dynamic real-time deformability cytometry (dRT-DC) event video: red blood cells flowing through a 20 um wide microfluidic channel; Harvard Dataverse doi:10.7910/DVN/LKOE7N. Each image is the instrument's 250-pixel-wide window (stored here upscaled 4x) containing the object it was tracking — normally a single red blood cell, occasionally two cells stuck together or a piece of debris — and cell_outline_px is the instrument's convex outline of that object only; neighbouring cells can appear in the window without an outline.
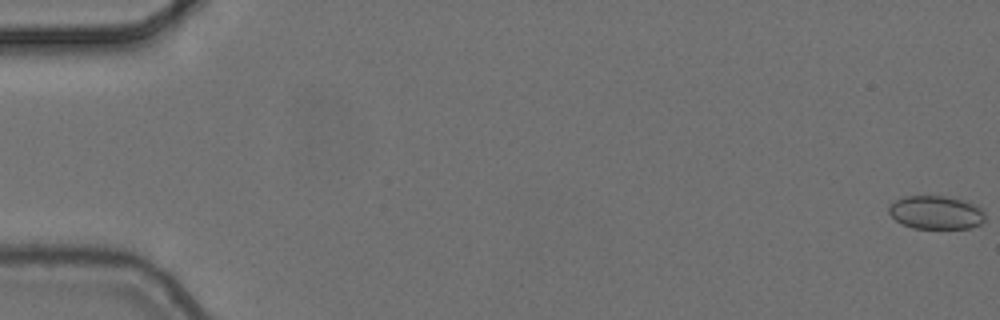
{"species": "common noctule bat (a hibernating species)", "species_latin": "Nyctalus noctula", "temperature_condition": "cold", "stored_images_in_passage": 5, "camera_frame_rate_fps": 3000, "um_per_image_px": 0.085, "animal": {"sex": "female", "body_mass_g": 24.6, "forearm_length_mm": 56.2}, "frame": {"image": 1, "passage_image": 1, "time_ms": 0.0, "image_size_px": [1000, 320], "cell_outline_px": [[984, 220], [980, 224], [968, 228], [912, 228], [896, 220], [888, 212], [888, 208], [896, 200], [904, 196], [944, 196], [964, 200], [984, 208]], "centroid_in_image_um": [79.58, 18.05], "position_along_channel_um": 5.4, "area_um2": 18.67}}
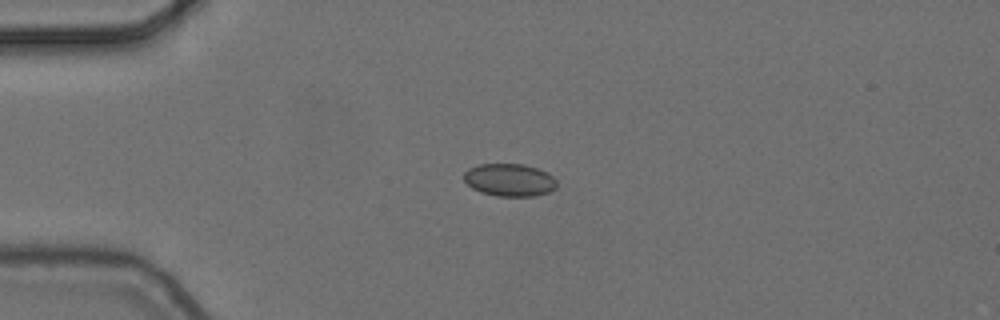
{"frame": {"image": 2, "passage_image": 4, "time_ms": 1.0, "image_size_px": [1000, 320], "cell_outline_px": [[556, 188], [548, 192], [532, 196], [496, 196], [480, 192], [472, 188], [464, 180], [464, 172], [468, 168], [480, 164], [524, 164], [548, 172], [556, 180]], "centroid_in_image_um": [43.3, 15.29], "position_along_channel_um": 41.7, "area_um2": 17.69}}